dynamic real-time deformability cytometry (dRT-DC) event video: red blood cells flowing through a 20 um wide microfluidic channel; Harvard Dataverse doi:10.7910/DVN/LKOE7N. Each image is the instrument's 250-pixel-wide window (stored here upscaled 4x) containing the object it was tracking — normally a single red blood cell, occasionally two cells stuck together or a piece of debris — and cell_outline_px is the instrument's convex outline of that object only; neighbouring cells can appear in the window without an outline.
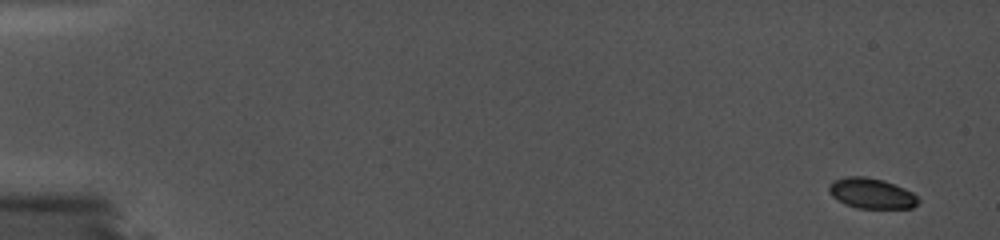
{"species": "common noctule bat (a hibernating species)", "species_latin": "Nyctalus noctula", "temperature_condition": "cold", "stored_images_in_passage": 7, "camera_frame_rate_fps": 5000, "um_per_image_px": 0.085, "animal": {"sex": "female", "body_mass_g": 19.0, "forearm_length_mm": 56.7}, "frame": {"image": 1, "passage_image": 1, "time_ms": 0.0, "image_size_px": [1000, 240], "cell_outline_px": [[916, 204], [912, 208], [860, 208], [848, 204], [840, 200], [832, 192], [832, 184], [836, 180], [844, 176], [868, 176], [884, 180], [904, 188], [912, 192], [916, 196]], "centroid_in_image_um": [74.15, 16.42], "position_along_channel_um": 10.8, "area_um2": 15.14}}
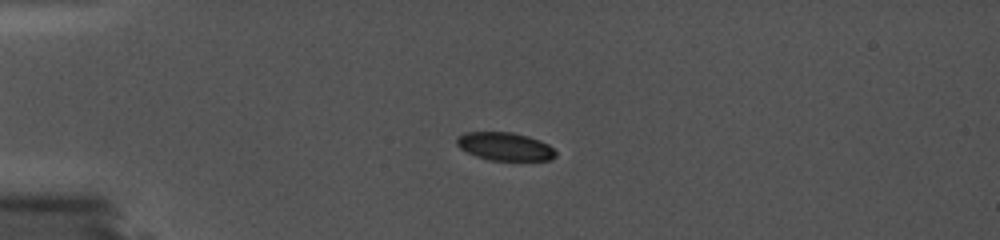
{"frame": {"image": 2, "passage_image": 5, "time_ms": 0.8, "image_size_px": [1000, 240], "cell_outline_px": [[556, 156], [548, 160], [488, 160], [476, 156], [460, 148], [456, 144], [456, 140], [464, 132], [512, 132], [528, 136], [540, 140], [548, 144], [556, 152]], "centroid_in_image_um": [42.92, 12.44], "position_along_channel_um": 42.1, "area_um2": 16.13}}